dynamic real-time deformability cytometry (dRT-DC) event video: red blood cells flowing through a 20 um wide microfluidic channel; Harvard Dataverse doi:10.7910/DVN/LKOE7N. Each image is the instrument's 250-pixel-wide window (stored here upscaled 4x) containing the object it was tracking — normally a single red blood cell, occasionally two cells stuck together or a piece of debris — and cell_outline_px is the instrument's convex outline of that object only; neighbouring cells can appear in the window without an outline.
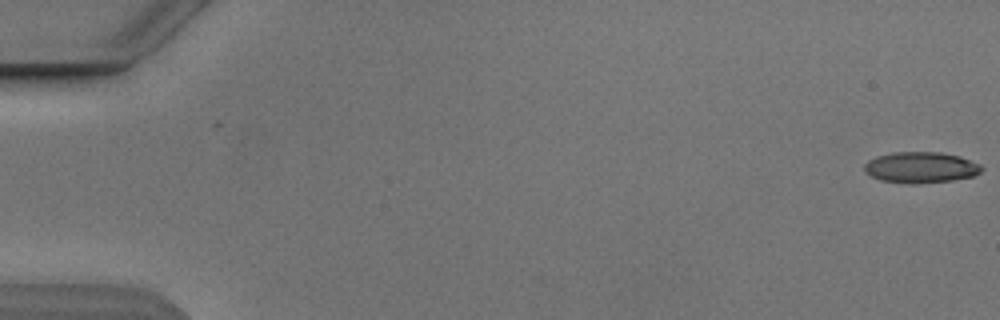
{"species": "Egyptian fruit bat (a non-hibernating species)", "species_latin": "Rousettus aegyptiacus", "temperature_condition": "cold", "stored_images_in_passage": 5, "camera_frame_rate_fps": 3000, "um_per_image_px": 0.085, "animal": {"sex": "male"}, "frame": {"image": 1, "passage_image": 1, "time_ms": 0.0, "image_size_px": [1000, 320], "cell_outline_px": [[984, 168], [980, 172], [972, 176], [952, 180], [916, 184], [908, 184], [880, 180], [864, 172], [864, 164], [868, 160], [876, 156], [892, 152], [940, 152], [960, 156], [980, 164]], "centroid_in_image_um": [78.24, 14.23], "position_along_channel_um": 6.8, "area_um2": 21.33}}
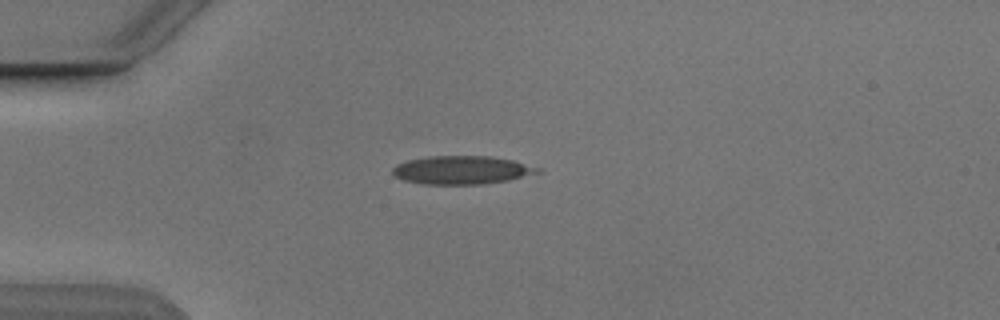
{"frame": {"image": 2, "passage_image": 4, "time_ms": 4.667, "image_size_px": [1000, 320], "cell_outline_px": [[544, 168], [540, 172], [508, 180], [484, 184], [424, 184], [404, 180], [396, 176], [392, 172], [392, 168], [396, 164], [408, 160], [428, 156], [488, 156], [512, 160]], "centroid_in_image_um": [39.27, 14.45], "position_along_channel_um": 45.7, "area_um2": 23.93}}